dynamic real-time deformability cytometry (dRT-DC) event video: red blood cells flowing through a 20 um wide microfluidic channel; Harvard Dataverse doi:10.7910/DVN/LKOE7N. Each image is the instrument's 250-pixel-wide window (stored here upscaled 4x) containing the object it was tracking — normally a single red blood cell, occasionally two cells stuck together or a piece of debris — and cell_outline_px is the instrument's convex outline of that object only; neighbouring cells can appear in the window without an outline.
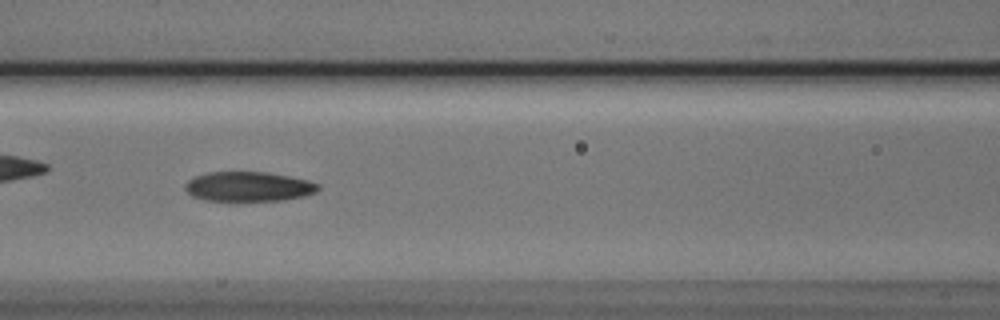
{"species": "Egyptian fruit bat (a non-hibernating species)", "species_latin": "Rousettus aegyptiacus", "temperature_condition": "cold", "stored_images_in_passage": 9, "camera_frame_rate_fps": 3000, "um_per_image_px": 0.085, "animal": {"sex": "male"}, "frame": {"image": 1, "passage_image": 7, "time_ms": 2.0, "image_size_px": [1000, 320], "cell_outline_px": [[320, 188], [316, 192], [304, 196], [284, 200], [204, 200], [192, 196], [184, 188], [184, 184], [192, 176], [208, 172], [268, 172], [308, 180], [320, 184]], "centroid_in_image_um": [21.11, 15.85], "position_along_channel_um": 145.5, "area_um2": 23.06}}
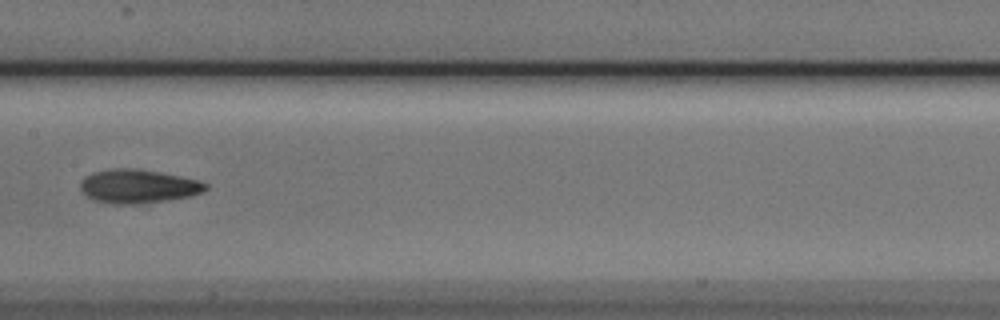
{"frame": {"image": 2, "passage_image": 8, "time_ms": 2.333, "image_size_px": [1000, 320], "cell_outline_px": [[208, 188], [204, 192], [192, 196], [168, 200], [136, 204], [112, 204], [92, 200], [84, 196], [80, 188], [80, 184], [92, 172], [112, 168], [136, 168], [160, 172], [200, 180], [208, 184]], "centroid_in_image_um": [11.76, 15.84], "position_along_channel_um": 195.6, "area_um2": 24.91}}
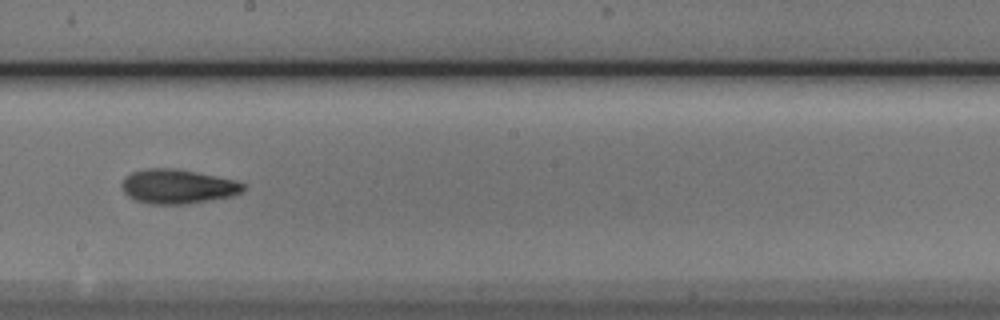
{"frame": {"image": 3, "passage_image": 9, "time_ms": 2.667, "image_size_px": [1000, 320], "cell_outline_px": [[248, 188], [232, 196], [188, 204], [148, 204], [136, 200], [128, 196], [124, 192], [120, 184], [124, 176], [132, 172], [144, 168], [180, 168], [236, 180], [244, 184]], "centroid_in_image_um": [15.09, 15.84], "position_along_channel_um": 233.1, "area_um2": 24.74}}